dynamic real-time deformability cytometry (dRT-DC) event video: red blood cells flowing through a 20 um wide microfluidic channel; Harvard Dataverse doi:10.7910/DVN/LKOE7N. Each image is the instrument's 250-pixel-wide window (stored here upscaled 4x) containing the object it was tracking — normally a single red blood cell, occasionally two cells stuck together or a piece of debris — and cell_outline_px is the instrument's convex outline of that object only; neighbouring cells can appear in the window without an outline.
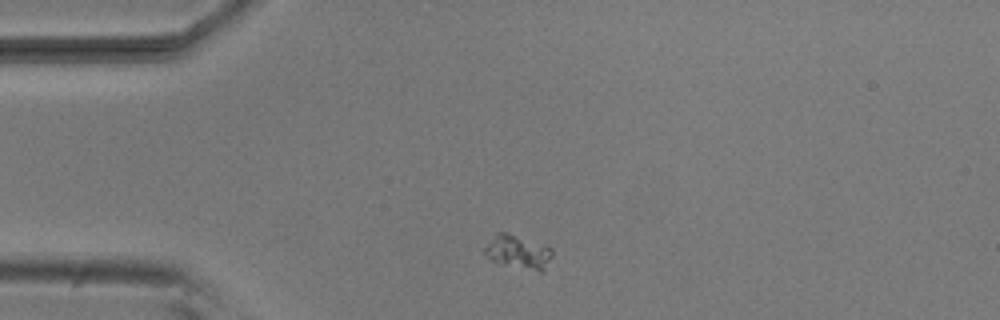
{"species": "common noctule bat (a hibernating species)", "species_latin": "Nyctalus noctula", "temperature_condition": "room temperature", "stored_images_in_passage": 43, "camera_frame_rate_fps": 3000, "um_per_image_px": 0.085, "animal": {"sex": "male", "body_mass_g": 20.5, "forearm_length_mm": 52.5}, "frame": {"image": 1, "passage_image": 1, "time_ms": 0.0, "image_size_px": [1000, 320], "cell_outline_px": [[552, 256], [544, 268], [540, 272], [504, 264], [488, 260], [484, 252], [484, 248], [496, 232], [508, 232], [552, 248]], "centroid_in_image_um": [44.0, 21.4], "position_along_channel_um": 41.0, "area_um2": 13.12}}
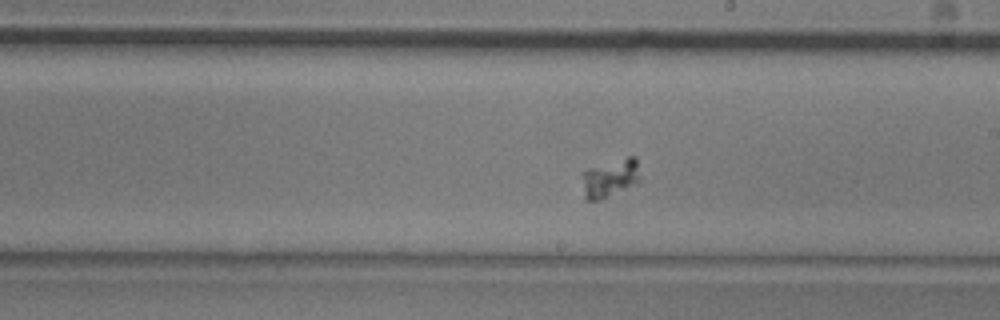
{"frame": {"image": 2, "passage_image": 19, "time_ms": 6.0, "image_size_px": [1000, 320], "cell_outline_px": [[640, 180], [636, 184], [600, 200], [588, 200], [584, 196], [580, 172], [588, 168], [628, 156], [636, 156], [640, 176]], "centroid_in_image_um": [51.84, 15.13], "position_along_channel_um": 237.2, "area_um2": 13.12}}
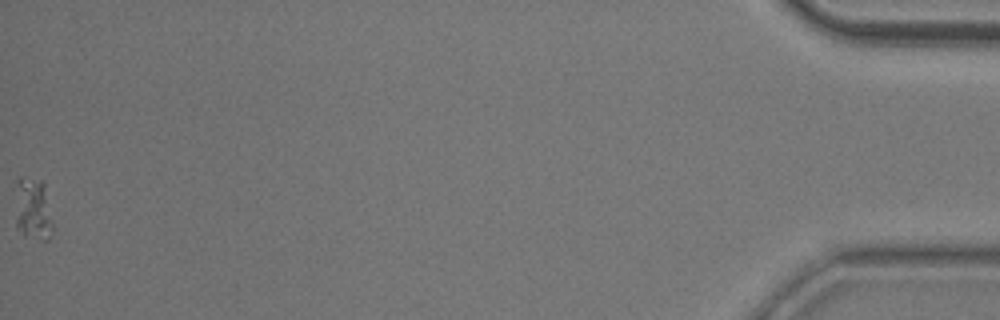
{"frame": {"image": 3, "passage_image": 43, "time_ms": 14.0, "image_size_px": [1000, 320], "cell_outline_px": [[52, 228], [48, 240], [44, 240], [24, 236], [16, 224], [16, 180], [20, 176], [24, 176], [40, 180], [44, 184], [52, 224]], "centroid_in_image_um": [2.78, 17.74], "position_along_channel_um": 432.4, "area_um2": 13.53}}